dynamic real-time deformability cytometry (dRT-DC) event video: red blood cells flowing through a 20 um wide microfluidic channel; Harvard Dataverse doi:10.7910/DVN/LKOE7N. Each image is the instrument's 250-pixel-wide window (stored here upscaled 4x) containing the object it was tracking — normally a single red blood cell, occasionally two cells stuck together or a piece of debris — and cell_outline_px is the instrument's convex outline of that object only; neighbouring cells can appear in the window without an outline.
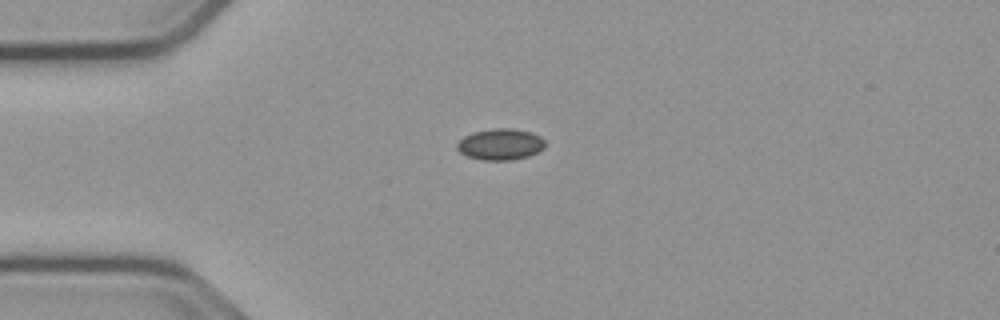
{"species": "common noctule bat (a hibernating species)", "species_latin": "Nyctalus noctula", "temperature_condition": "cold", "stored_images_in_passage": 42, "camera_frame_rate_fps": 3000, "um_per_image_px": 0.085, "animal": {"sex": "male", "body_mass_g": 23.1, "forearm_length_mm": 52.7}, "frame": {"image": 1, "passage_image": 1, "time_ms": 0.0, "image_size_px": [1000, 320], "cell_outline_px": [[544, 148], [528, 156], [512, 160], [484, 160], [468, 156], [460, 152], [456, 148], [456, 144], [464, 136], [472, 132], [492, 128], [512, 128], [532, 132], [540, 136], [544, 140]], "centroid_in_image_um": [42.52, 12.25], "position_along_channel_um": 42.5, "area_um2": 16.07}}
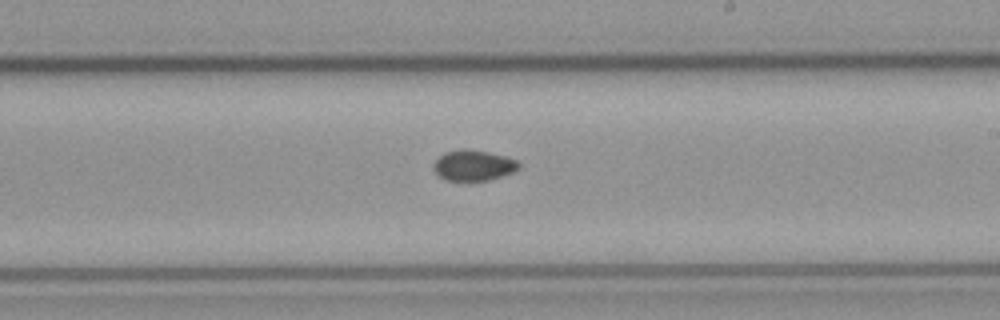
{"frame": {"image": 2, "passage_image": 19, "time_ms": 6.0, "image_size_px": [1000, 320], "cell_outline_px": [[520, 168], [512, 172], [488, 180], [444, 180], [432, 168], [432, 164], [444, 152], [460, 148], [468, 148], [508, 156], [516, 160], [520, 164]], "centroid_in_image_um": [40.23, 14.03], "position_along_channel_um": 248.8, "area_um2": 15.32}}
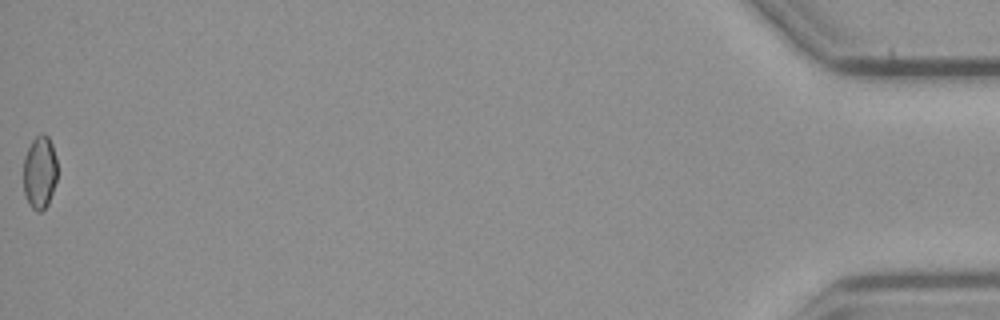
{"frame": {"image": 3, "passage_image": 42, "time_ms": 13.667, "image_size_px": [1000, 320], "cell_outline_px": [[56, 180], [48, 204], [40, 212], [36, 212], [28, 204], [24, 192], [24, 156], [32, 140], [40, 132], [44, 132], [48, 136], [52, 144], [56, 160]], "centroid_in_image_um": [3.36, 14.63], "position_along_channel_um": 431.8, "area_um2": 14.45}}